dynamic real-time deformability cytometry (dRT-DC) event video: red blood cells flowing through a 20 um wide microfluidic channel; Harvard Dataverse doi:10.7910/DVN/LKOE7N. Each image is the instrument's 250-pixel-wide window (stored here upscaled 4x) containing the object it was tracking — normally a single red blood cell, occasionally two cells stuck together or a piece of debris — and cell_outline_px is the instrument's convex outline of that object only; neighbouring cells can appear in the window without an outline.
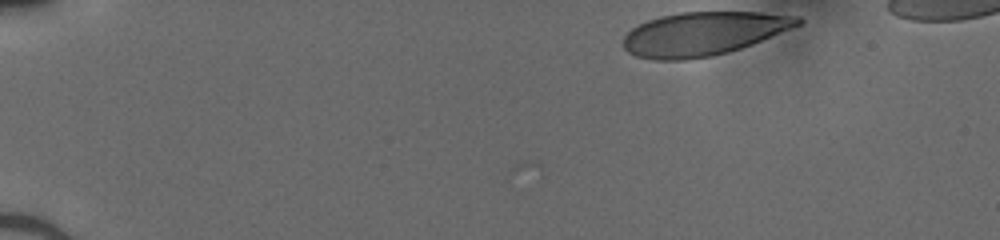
{"species": "human", "species_latin": "Homo sapiens", "temperature_condition": "cold", "stored_images_in_passage": 19, "camera_frame_rate_fps": 3000, "um_per_image_px": 0.085, "donor": {"sex": "male"}, "frame": {"image": 1, "passage_image": 1, "time_ms": 0.0, "image_size_px": [1000, 240], "cell_outline_px": [[804, 20], [800, 24], [792, 28], [752, 44], [728, 52], [712, 56], [684, 60], [652, 60], [636, 56], [628, 52], [624, 48], [624, 36], [632, 28], [648, 20], [660, 16], [680, 12], [760, 12], [800, 16]], "centroid_in_image_um": [59.79, 2.86], "position_along_channel_um": 25.2, "area_um2": 44.27}}
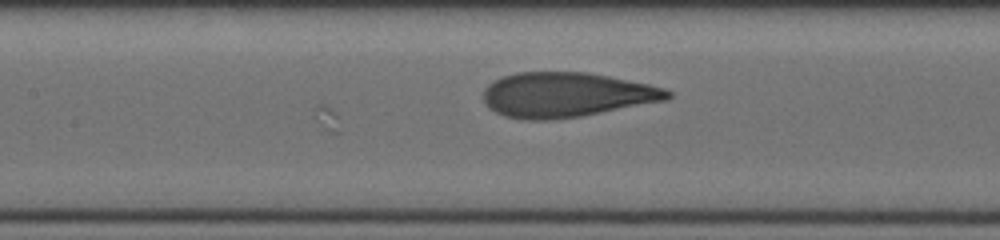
{"frame": {"image": 2, "passage_image": 19, "time_ms": 6.0, "image_size_px": [1000, 240], "cell_outline_px": [[672, 96], [668, 100], [580, 116], [552, 120], [528, 120], [504, 116], [488, 108], [484, 100], [484, 88], [488, 84], [504, 76], [516, 72], [588, 72], [648, 84], [664, 88], [672, 92]], "centroid_in_image_um": [48.13, 8.06], "position_along_channel_um": 159.3, "area_um2": 48.03}}